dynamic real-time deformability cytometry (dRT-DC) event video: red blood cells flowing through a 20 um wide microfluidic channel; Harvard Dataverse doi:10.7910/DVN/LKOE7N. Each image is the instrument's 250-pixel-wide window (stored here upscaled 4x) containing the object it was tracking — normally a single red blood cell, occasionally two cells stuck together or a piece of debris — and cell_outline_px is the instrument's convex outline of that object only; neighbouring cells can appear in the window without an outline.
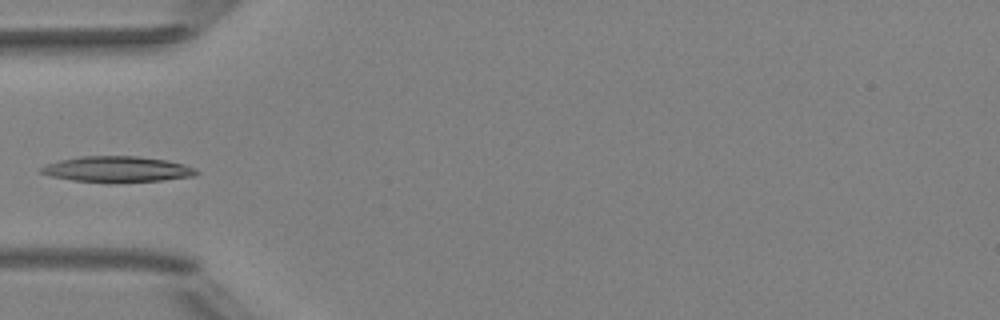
{"species": "Egyptian fruit bat (a non-hibernating species)", "species_latin": "Rousettus aegyptiacus", "temperature_condition": "room temperature", "stored_images_in_passage": 4, "camera_frame_rate_fps": 3000, "um_per_image_px": 0.085, "animal": {"sex": "female"}, "frame": {"image": 1, "passage_image": 4, "time_ms": 4.0, "image_size_px": [1000, 320], "cell_outline_px": [[200, 172], [196, 176], [160, 180], [108, 184], [72, 180], [52, 176], [40, 172], [40, 168], [48, 164], [60, 160], [80, 156], [136, 156], [168, 160], [184, 164], [196, 168]], "centroid_in_image_um": [10.01, 14.4], "position_along_channel_um": 75.0, "area_um2": 23.7}}